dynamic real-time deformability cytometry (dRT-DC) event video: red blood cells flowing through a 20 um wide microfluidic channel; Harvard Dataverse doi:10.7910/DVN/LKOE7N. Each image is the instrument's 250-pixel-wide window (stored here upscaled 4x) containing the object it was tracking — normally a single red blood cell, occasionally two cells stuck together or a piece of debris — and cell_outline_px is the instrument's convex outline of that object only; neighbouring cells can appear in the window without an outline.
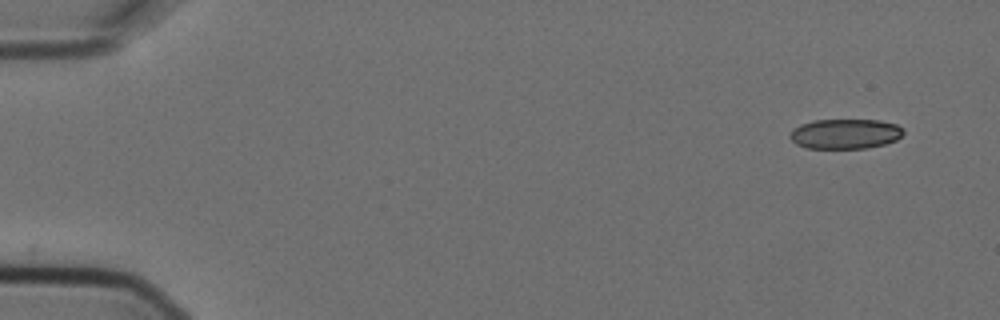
{"species": "Egyptian fruit bat (a non-hibernating species)", "species_latin": "Rousettus aegyptiacus", "temperature_condition": "cold", "stored_images_in_passage": 2, "camera_frame_rate_fps": 3000, "um_per_image_px": 0.085, "animal": {"sex": "female"}, "frame": {"image": 1, "passage_image": 1, "time_ms": 0.0, "image_size_px": [1000, 320], "cell_outline_px": [[904, 132], [896, 140], [884, 144], [864, 148], [808, 148], [796, 144], [788, 136], [792, 128], [800, 124], [812, 120], [880, 120], [896, 124], [904, 128]], "centroid_in_image_um": [71.82, 11.36], "position_along_channel_um": 13.2, "area_um2": 19.88}}